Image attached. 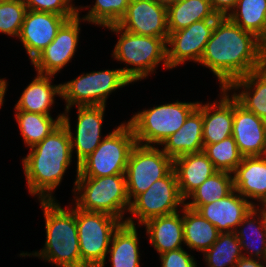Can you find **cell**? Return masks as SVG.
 Instances as JSON below:
<instances>
[{
  "label": "cell",
  "mask_w": 266,
  "mask_h": 267,
  "mask_svg": "<svg viewBox=\"0 0 266 267\" xmlns=\"http://www.w3.org/2000/svg\"><path fill=\"white\" fill-rule=\"evenodd\" d=\"M166 5L180 0H162Z\"/></svg>",
  "instance_id": "b9f144b4"
},
{
  "label": "cell",
  "mask_w": 266,
  "mask_h": 267,
  "mask_svg": "<svg viewBox=\"0 0 266 267\" xmlns=\"http://www.w3.org/2000/svg\"><path fill=\"white\" fill-rule=\"evenodd\" d=\"M232 173L217 171L208 177L189 197L191 202L185 205L193 210H198L202 205L222 199L234 190Z\"/></svg>",
  "instance_id": "1f68e13d"
},
{
  "label": "cell",
  "mask_w": 266,
  "mask_h": 267,
  "mask_svg": "<svg viewBox=\"0 0 266 267\" xmlns=\"http://www.w3.org/2000/svg\"><path fill=\"white\" fill-rule=\"evenodd\" d=\"M15 110V118L21 135L25 144L30 148L40 143L62 122L63 114L58 115L56 120H54L51 115L20 111L16 108Z\"/></svg>",
  "instance_id": "4dcf8cb0"
},
{
  "label": "cell",
  "mask_w": 266,
  "mask_h": 267,
  "mask_svg": "<svg viewBox=\"0 0 266 267\" xmlns=\"http://www.w3.org/2000/svg\"><path fill=\"white\" fill-rule=\"evenodd\" d=\"M131 0H96L91 10L83 17V21L107 27L116 25L125 15Z\"/></svg>",
  "instance_id": "e575fe53"
},
{
  "label": "cell",
  "mask_w": 266,
  "mask_h": 267,
  "mask_svg": "<svg viewBox=\"0 0 266 267\" xmlns=\"http://www.w3.org/2000/svg\"><path fill=\"white\" fill-rule=\"evenodd\" d=\"M73 191L76 206L85 211L101 212L123 220L125 210L129 212L125 174L103 177H76Z\"/></svg>",
  "instance_id": "5b68a950"
},
{
  "label": "cell",
  "mask_w": 266,
  "mask_h": 267,
  "mask_svg": "<svg viewBox=\"0 0 266 267\" xmlns=\"http://www.w3.org/2000/svg\"><path fill=\"white\" fill-rule=\"evenodd\" d=\"M53 75L37 73V77L24 89L15 108L20 111L50 115L54 97H61V84L51 85Z\"/></svg>",
  "instance_id": "d4e9b609"
},
{
  "label": "cell",
  "mask_w": 266,
  "mask_h": 267,
  "mask_svg": "<svg viewBox=\"0 0 266 267\" xmlns=\"http://www.w3.org/2000/svg\"><path fill=\"white\" fill-rule=\"evenodd\" d=\"M26 11L23 0L0 1V33L18 37Z\"/></svg>",
  "instance_id": "d590c367"
},
{
  "label": "cell",
  "mask_w": 266,
  "mask_h": 267,
  "mask_svg": "<svg viewBox=\"0 0 266 267\" xmlns=\"http://www.w3.org/2000/svg\"><path fill=\"white\" fill-rule=\"evenodd\" d=\"M106 106H78V118L76 125L75 137L71 132L68 110L63 113L62 123L68 130L70 143L73 149H76L77 154V173L79 164L87 158L102 142L101 126L104 117Z\"/></svg>",
  "instance_id": "9a60e30c"
},
{
  "label": "cell",
  "mask_w": 266,
  "mask_h": 267,
  "mask_svg": "<svg viewBox=\"0 0 266 267\" xmlns=\"http://www.w3.org/2000/svg\"><path fill=\"white\" fill-rule=\"evenodd\" d=\"M261 208L266 212V201H265V203L262 205Z\"/></svg>",
  "instance_id": "7bdbcfd3"
},
{
  "label": "cell",
  "mask_w": 266,
  "mask_h": 267,
  "mask_svg": "<svg viewBox=\"0 0 266 267\" xmlns=\"http://www.w3.org/2000/svg\"><path fill=\"white\" fill-rule=\"evenodd\" d=\"M162 267H197V263L183 248L160 254Z\"/></svg>",
  "instance_id": "74e56055"
},
{
  "label": "cell",
  "mask_w": 266,
  "mask_h": 267,
  "mask_svg": "<svg viewBox=\"0 0 266 267\" xmlns=\"http://www.w3.org/2000/svg\"><path fill=\"white\" fill-rule=\"evenodd\" d=\"M184 244L202 253L208 250L218 239L220 232L198 211L183 206Z\"/></svg>",
  "instance_id": "f1b7e54d"
},
{
  "label": "cell",
  "mask_w": 266,
  "mask_h": 267,
  "mask_svg": "<svg viewBox=\"0 0 266 267\" xmlns=\"http://www.w3.org/2000/svg\"><path fill=\"white\" fill-rule=\"evenodd\" d=\"M199 63L209 68L221 89L265 66V46L254 33L241 29L228 17H220Z\"/></svg>",
  "instance_id": "6da1fadb"
},
{
  "label": "cell",
  "mask_w": 266,
  "mask_h": 267,
  "mask_svg": "<svg viewBox=\"0 0 266 267\" xmlns=\"http://www.w3.org/2000/svg\"><path fill=\"white\" fill-rule=\"evenodd\" d=\"M227 89L219 103L203 105V145L214 144L232 136L233 96L229 97Z\"/></svg>",
  "instance_id": "ffe728a7"
},
{
  "label": "cell",
  "mask_w": 266,
  "mask_h": 267,
  "mask_svg": "<svg viewBox=\"0 0 266 267\" xmlns=\"http://www.w3.org/2000/svg\"><path fill=\"white\" fill-rule=\"evenodd\" d=\"M184 206L177 176L174 169L160 180L155 181L145 192L132 200L129 212L139 221V225L147 220L178 212V206Z\"/></svg>",
  "instance_id": "8fae6325"
},
{
  "label": "cell",
  "mask_w": 266,
  "mask_h": 267,
  "mask_svg": "<svg viewBox=\"0 0 266 267\" xmlns=\"http://www.w3.org/2000/svg\"><path fill=\"white\" fill-rule=\"evenodd\" d=\"M227 17L263 42L266 40V0H237Z\"/></svg>",
  "instance_id": "f546056e"
},
{
  "label": "cell",
  "mask_w": 266,
  "mask_h": 267,
  "mask_svg": "<svg viewBox=\"0 0 266 267\" xmlns=\"http://www.w3.org/2000/svg\"><path fill=\"white\" fill-rule=\"evenodd\" d=\"M137 35L168 40L167 5L162 0H131L117 24Z\"/></svg>",
  "instance_id": "4fadbf2b"
},
{
  "label": "cell",
  "mask_w": 266,
  "mask_h": 267,
  "mask_svg": "<svg viewBox=\"0 0 266 267\" xmlns=\"http://www.w3.org/2000/svg\"><path fill=\"white\" fill-rule=\"evenodd\" d=\"M107 28L116 34H121L112 55L120 62L133 65L130 68H121L131 82L148 77L162 61L164 67L170 69L167 64V45L163 38L133 34L117 24Z\"/></svg>",
  "instance_id": "277c9868"
},
{
  "label": "cell",
  "mask_w": 266,
  "mask_h": 267,
  "mask_svg": "<svg viewBox=\"0 0 266 267\" xmlns=\"http://www.w3.org/2000/svg\"><path fill=\"white\" fill-rule=\"evenodd\" d=\"M44 210L46 242L44 248L35 253H21L20 256H38L56 267H81L76 205L63 209L56 200H41Z\"/></svg>",
  "instance_id": "3957f363"
},
{
  "label": "cell",
  "mask_w": 266,
  "mask_h": 267,
  "mask_svg": "<svg viewBox=\"0 0 266 267\" xmlns=\"http://www.w3.org/2000/svg\"><path fill=\"white\" fill-rule=\"evenodd\" d=\"M217 20L205 19L169 33L166 42L170 47H167L168 67L173 69L188 60L199 63Z\"/></svg>",
  "instance_id": "7c38bea8"
},
{
  "label": "cell",
  "mask_w": 266,
  "mask_h": 267,
  "mask_svg": "<svg viewBox=\"0 0 266 267\" xmlns=\"http://www.w3.org/2000/svg\"><path fill=\"white\" fill-rule=\"evenodd\" d=\"M254 206L255 203L245 199L234 189L226 197L202 205L197 211L220 233H226L234 232Z\"/></svg>",
  "instance_id": "ac0fdd59"
},
{
  "label": "cell",
  "mask_w": 266,
  "mask_h": 267,
  "mask_svg": "<svg viewBox=\"0 0 266 267\" xmlns=\"http://www.w3.org/2000/svg\"><path fill=\"white\" fill-rule=\"evenodd\" d=\"M161 145L164 146L162 150L173 160L182 155L203 151L202 103L198 104V107L188 116L182 127L167 137Z\"/></svg>",
  "instance_id": "d6986e66"
},
{
  "label": "cell",
  "mask_w": 266,
  "mask_h": 267,
  "mask_svg": "<svg viewBox=\"0 0 266 267\" xmlns=\"http://www.w3.org/2000/svg\"><path fill=\"white\" fill-rule=\"evenodd\" d=\"M244 256L235 232L220 233L214 244L204 252L208 267H235Z\"/></svg>",
  "instance_id": "d6a6232c"
},
{
  "label": "cell",
  "mask_w": 266,
  "mask_h": 267,
  "mask_svg": "<svg viewBox=\"0 0 266 267\" xmlns=\"http://www.w3.org/2000/svg\"><path fill=\"white\" fill-rule=\"evenodd\" d=\"M135 145L136 139L131 125L128 122L121 123L79 164L76 177L125 174L131 150Z\"/></svg>",
  "instance_id": "8992f818"
},
{
  "label": "cell",
  "mask_w": 266,
  "mask_h": 267,
  "mask_svg": "<svg viewBox=\"0 0 266 267\" xmlns=\"http://www.w3.org/2000/svg\"><path fill=\"white\" fill-rule=\"evenodd\" d=\"M132 83L121 69L93 71L61 84V97L71 106H106L109 94Z\"/></svg>",
  "instance_id": "9c48e42d"
},
{
  "label": "cell",
  "mask_w": 266,
  "mask_h": 267,
  "mask_svg": "<svg viewBox=\"0 0 266 267\" xmlns=\"http://www.w3.org/2000/svg\"><path fill=\"white\" fill-rule=\"evenodd\" d=\"M209 0H180L167 5L168 32L189 27L205 19H219Z\"/></svg>",
  "instance_id": "4316f807"
},
{
  "label": "cell",
  "mask_w": 266,
  "mask_h": 267,
  "mask_svg": "<svg viewBox=\"0 0 266 267\" xmlns=\"http://www.w3.org/2000/svg\"><path fill=\"white\" fill-rule=\"evenodd\" d=\"M173 170V159L162 149L137 144L132 148L125 170L130 202L145 192L155 181Z\"/></svg>",
  "instance_id": "30bf717a"
},
{
  "label": "cell",
  "mask_w": 266,
  "mask_h": 267,
  "mask_svg": "<svg viewBox=\"0 0 266 267\" xmlns=\"http://www.w3.org/2000/svg\"><path fill=\"white\" fill-rule=\"evenodd\" d=\"M258 213L260 216L258 215ZM256 215L258 216V218L256 217ZM245 225L247 226L246 229L243 227ZM247 230L250 231V235H248L249 232ZM234 232L239 242L241 243L242 251L244 249H245V252L249 250L248 252H246V253H249L248 254L249 256L244 255L245 257L251 256V258L255 257L261 260L265 259L266 257V212L262 208L257 209L256 206H254L248 212V214L243 218L242 222L238 225L237 229ZM258 242L261 246L258 245Z\"/></svg>",
  "instance_id": "83f0119b"
},
{
  "label": "cell",
  "mask_w": 266,
  "mask_h": 267,
  "mask_svg": "<svg viewBox=\"0 0 266 267\" xmlns=\"http://www.w3.org/2000/svg\"><path fill=\"white\" fill-rule=\"evenodd\" d=\"M137 229L133 218H126L115 231L111 247L108 252L110 253V261L112 267H139V248Z\"/></svg>",
  "instance_id": "484cf974"
},
{
  "label": "cell",
  "mask_w": 266,
  "mask_h": 267,
  "mask_svg": "<svg viewBox=\"0 0 266 267\" xmlns=\"http://www.w3.org/2000/svg\"><path fill=\"white\" fill-rule=\"evenodd\" d=\"M179 191L184 200L218 170L204 152L182 155L173 160Z\"/></svg>",
  "instance_id": "44dd1931"
},
{
  "label": "cell",
  "mask_w": 266,
  "mask_h": 267,
  "mask_svg": "<svg viewBox=\"0 0 266 267\" xmlns=\"http://www.w3.org/2000/svg\"><path fill=\"white\" fill-rule=\"evenodd\" d=\"M7 89V82L4 79H0V108L3 105L4 95Z\"/></svg>",
  "instance_id": "60d3db41"
},
{
  "label": "cell",
  "mask_w": 266,
  "mask_h": 267,
  "mask_svg": "<svg viewBox=\"0 0 266 267\" xmlns=\"http://www.w3.org/2000/svg\"><path fill=\"white\" fill-rule=\"evenodd\" d=\"M258 258H251V257H245L242 256L238 262L236 263L235 267H266L264 260H261Z\"/></svg>",
  "instance_id": "ab89813d"
},
{
  "label": "cell",
  "mask_w": 266,
  "mask_h": 267,
  "mask_svg": "<svg viewBox=\"0 0 266 267\" xmlns=\"http://www.w3.org/2000/svg\"><path fill=\"white\" fill-rule=\"evenodd\" d=\"M234 189L245 199L266 201V155L243 157L233 172Z\"/></svg>",
  "instance_id": "7402d4cb"
},
{
  "label": "cell",
  "mask_w": 266,
  "mask_h": 267,
  "mask_svg": "<svg viewBox=\"0 0 266 267\" xmlns=\"http://www.w3.org/2000/svg\"><path fill=\"white\" fill-rule=\"evenodd\" d=\"M198 104V101L188 103L177 100L174 103L138 112L128 121L133 129L136 143L145 146L161 145L167 137L182 127Z\"/></svg>",
  "instance_id": "52a82bcc"
},
{
  "label": "cell",
  "mask_w": 266,
  "mask_h": 267,
  "mask_svg": "<svg viewBox=\"0 0 266 267\" xmlns=\"http://www.w3.org/2000/svg\"><path fill=\"white\" fill-rule=\"evenodd\" d=\"M265 65H266V48H265Z\"/></svg>",
  "instance_id": "ee69618b"
},
{
  "label": "cell",
  "mask_w": 266,
  "mask_h": 267,
  "mask_svg": "<svg viewBox=\"0 0 266 267\" xmlns=\"http://www.w3.org/2000/svg\"><path fill=\"white\" fill-rule=\"evenodd\" d=\"M67 20L66 17L55 13L27 9L18 37L31 62L52 43Z\"/></svg>",
  "instance_id": "2e32d148"
},
{
  "label": "cell",
  "mask_w": 266,
  "mask_h": 267,
  "mask_svg": "<svg viewBox=\"0 0 266 267\" xmlns=\"http://www.w3.org/2000/svg\"><path fill=\"white\" fill-rule=\"evenodd\" d=\"M23 158L29 193L41 200H54L52 191L59 186L72 159V146L67 128L61 122L40 143L30 148Z\"/></svg>",
  "instance_id": "7a4b0ae2"
},
{
  "label": "cell",
  "mask_w": 266,
  "mask_h": 267,
  "mask_svg": "<svg viewBox=\"0 0 266 267\" xmlns=\"http://www.w3.org/2000/svg\"><path fill=\"white\" fill-rule=\"evenodd\" d=\"M232 136L243 157L266 155V122L233 97Z\"/></svg>",
  "instance_id": "e0dca14e"
},
{
  "label": "cell",
  "mask_w": 266,
  "mask_h": 267,
  "mask_svg": "<svg viewBox=\"0 0 266 267\" xmlns=\"http://www.w3.org/2000/svg\"><path fill=\"white\" fill-rule=\"evenodd\" d=\"M28 10L51 12L68 20L79 14V8L73 7L72 0H23Z\"/></svg>",
  "instance_id": "8d00e7d4"
},
{
  "label": "cell",
  "mask_w": 266,
  "mask_h": 267,
  "mask_svg": "<svg viewBox=\"0 0 266 267\" xmlns=\"http://www.w3.org/2000/svg\"><path fill=\"white\" fill-rule=\"evenodd\" d=\"M80 20L79 14L67 20L52 43L31 62L38 73L54 76L70 62L78 45Z\"/></svg>",
  "instance_id": "5bb4252c"
},
{
  "label": "cell",
  "mask_w": 266,
  "mask_h": 267,
  "mask_svg": "<svg viewBox=\"0 0 266 267\" xmlns=\"http://www.w3.org/2000/svg\"><path fill=\"white\" fill-rule=\"evenodd\" d=\"M150 243L159 255L171 250L182 248L184 242L183 216L178 212L158 216L147 220L144 224Z\"/></svg>",
  "instance_id": "cb8c5ba5"
},
{
  "label": "cell",
  "mask_w": 266,
  "mask_h": 267,
  "mask_svg": "<svg viewBox=\"0 0 266 267\" xmlns=\"http://www.w3.org/2000/svg\"><path fill=\"white\" fill-rule=\"evenodd\" d=\"M203 152L218 171L230 173L235 171L243 158L233 136L218 143L205 145Z\"/></svg>",
  "instance_id": "836d02e7"
},
{
  "label": "cell",
  "mask_w": 266,
  "mask_h": 267,
  "mask_svg": "<svg viewBox=\"0 0 266 267\" xmlns=\"http://www.w3.org/2000/svg\"><path fill=\"white\" fill-rule=\"evenodd\" d=\"M232 95L246 110L266 122V65L233 81L226 89H242ZM253 92V93H252Z\"/></svg>",
  "instance_id": "603a6c76"
},
{
  "label": "cell",
  "mask_w": 266,
  "mask_h": 267,
  "mask_svg": "<svg viewBox=\"0 0 266 267\" xmlns=\"http://www.w3.org/2000/svg\"><path fill=\"white\" fill-rule=\"evenodd\" d=\"M213 10L221 17H227L236 6L237 0H209ZM229 12V13H228Z\"/></svg>",
  "instance_id": "f35d334b"
},
{
  "label": "cell",
  "mask_w": 266,
  "mask_h": 267,
  "mask_svg": "<svg viewBox=\"0 0 266 267\" xmlns=\"http://www.w3.org/2000/svg\"><path fill=\"white\" fill-rule=\"evenodd\" d=\"M123 223L106 213L85 211L76 206L81 267H104L112 237Z\"/></svg>",
  "instance_id": "ba28073f"
}]
</instances>
